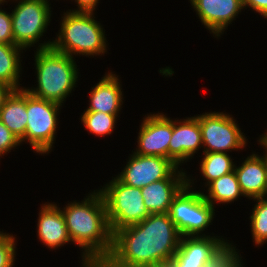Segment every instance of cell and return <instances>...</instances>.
Here are the masks:
<instances>
[{"mask_svg":"<svg viewBox=\"0 0 267 267\" xmlns=\"http://www.w3.org/2000/svg\"><path fill=\"white\" fill-rule=\"evenodd\" d=\"M61 211L71 242L84 250L82 261L107 259L113 247V233L102 194L94 190L81 203H68Z\"/></svg>","mask_w":267,"mask_h":267,"instance_id":"2","label":"cell"},{"mask_svg":"<svg viewBox=\"0 0 267 267\" xmlns=\"http://www.w3.org/2000/svg\"><path fill=\"white\" fill-rule=\"evenodd\" d=\"M14 89L9 85L0 82V109L3 106L6 98L11 94Z\"/></svg>","mask_w":267,"mask_h":267,"instance_id":"32","label":"cell"},{"mask_svg":"<svg viewBox=\"0 0 267 267\" xmlns=\"http://www.w3.org/2000/svg\"><path fill=\"white\" fill-rule=\"evenodd\" d=\"M39 44L35 53L38 86L25 90L35 97L62 105L76 87L78 78L76 62L71 56L55 51L51 41Z\"/></svg>","mask_w":267,"mask_h":267,"instance_id":"3","label":"cell"},{"mask_svg":"<svg viewBox=\"0 0 267 267\" xmlns=\"http://www.w3.org/2000/svg\"><path fill=\"white\" fill-rule=\"evenodd\" d=\"M138 135V155L168 158V147L173 133V120L163 113H154L143 118Z\"/></svg>","mask_w":267,"mask_h":267,"instance_id":"11","label":"cell"},{"mask_svg":"<svg viewBox=\"0 0 267 267\" xmlns=\"http://www.w3.org/2000/svg\"><path fill=\"white\" fill-rule=\"evenodd\" d=\"M255 204L250 216L251 232L256 245L267 241V200L265 198L253 199Z\"/></svg>","mask_w":267,"mask_h":267,"instance_id":"24","label":"cell"},{"mask_svg":"<svg viewBox=\"0 0 267 267\" xmlns=\"http://www.w3.org/2000/svg\"><path fill=\"white\" fill-rule=\"evenodd\" d=\"M203 147L202 133L198 119L190 117L183 121H173V133L168 147V159L178 167L189 160Z\"/></svg>","mask_w":267,"mask_h":267,"instance_id":"13","label":"cell"},{"mask_svg":"<svg viewBox=\"0 0 267 267\" xmlns=\"http://www.w3.org/2000/svg\"><path fill=\"white\" fill-rule=\"evenodd\" d=\"M185 171L178 168L166 179L141 188L144 204L150 214L168 213L174 197L187 184Z\"/></svg>","mask_w":267,"mask_h":267,"instance_id":"14","label":"cell"},{"mask_svg":"<svg viewBox=\"0 0 267 267\" xmlns=\"http://www.w3.org/2000/svg\"><path fill=\"white\" fill-rule=\"evenodd\" d=\"M6 233H3L0 231V239L5 235Z\"/></svg>","mask_w":267,"mask_h":267,"instance_id":"35","label":"cell"},{"mask_svg":"<svg viewBox=\"0 0 267 267\" xmlns=\"http://www.w3.org/2000/svg\"><path fill=\"white\" fill-rule=\"evenodd\" d=\"M264 156L252 154L234 172L240 189L249 199L264 198L267 191V152Z\"/></svg>","mask_w":267,"mask_h":267,"instance_id":"15","label":"cell"},{"mask_svg":"<svg viewBox=\"0 0 267 267\" xmlns=\"http://www.w3.org/2000/svg\"><path fill=\"white\" fill-rule=\"evenodd\" d=\"M13 235L5 234L0 239V267H13L16 255V246Z\"/></svg>","mask_w":267,"mask_h":267,"instance_id":"26","label":"cell"},{"mask_svg":"<svg viewBox=\"0 0 267 267\" xmlns=\"http://www.w3.org/2000/svg\"><path fill=\"white\" fill-rule=\"evenodd\" d=\"M130 157L122 172L116 177L124 184L136 188L166 179L180 168L171 159L160 156L138 155L133 152Z\"/></svg>","mask_w":267,"mask_h":267,"instance_id":"10","label":"cell"},{"mask_svg":"<svg viewBox=\"0 0 267 267\" xmlns=\"http://www.w3.org/2000/svg\"><path fill=\"white\" fill-rule=\"evenodd\" d=\"M27 91L13 90L0 109V121L20 140L25 141L27 126Z\"/></svg>","mask_w":267,"mask_h":267,"instance_id":"19","label":"cell"},{"mask_svg":"<svg viewBox=\"0 0 267 267\" xmlns=\"http://www.w3.org/2000/svg\"><path fill=\"white\" fill-rule=\"evenodd\" d=\"M202 133L203 152H223L246 147V138L235 119L223 112L203 113L195 116Z\"/></svg>","mask_w":267,"mask_h":267,"instance_id":"9","label":"cell"},{"mask_svg":"<svg viewBox=\"0 0 267 267\" xmlns=\"http://www.w3.org/2000/svg\"><path fill=\"white\" fill-rule=\"evenodd\" d=\"M159 267H177L173 261L164 262Z\"/></svg>","mask_w":267,"mask_h":267,"instance_id":"34","label":"cell"},{"mask_svg":"<svg viewBox=\"0 0 267 267\" xmlns=\"http://www.w3.org/2000/svg\"><path fill=\"white\" fill-rule=\"evenodd\" d=\"M191 181L187 179V184L174 197L168 214L182 237L208 236L201 232L212 223L215 209L202 192L191 190Z\"/></svg>","mask_w":267,"mask_h":267,"instance_id":"6","label":"cell"},{"mask_svg":"<svg viewBox=\"0 0 267 267\" xmlns=\"http://www.w3.org/2000/svg\"><path fill=\"white\" fill-rule=\"evenodd\" d=\"M118 76L108 72L103 78L92 87L90 91V104L86 111L104 112L106 114H118L122 103L123 95Z\"/></svg>","mask_w":267,"mask_h":267,"instance_id":"18","label":"cell"},{"mask_svg":"<svg viewBox=\"0 0 267 267\" xmlns=\"http://www.w3.org/2000/svg\"><path fill=\"white\" fill-rule=\"evenodd\" d=\"M82 267H114L107 259L85 260Z\"/></svg>","mask_w":267,"mask_h":267,"instance_id":"31","label":"cell"},{"mask_svg":"<svg viewBox=\"0 0 267 267\" xmlns=\"http://www.w3.org/2000/svg\"><path fill=\"white\" fill-rule=\"evenodd\" d=\"M190 3L202 24L217 38L244 9L242 0H190Z\"/></svg>","mask_w":267,"mask_h":267,"instance_id":"12","label":"cell"},{"mask_svg":"<svg viewBox=\"0 0 267 267\" xmlns=\"http://www.w3.org/2000/svg\"><path fill=\"white\" fill-rule=\"evenodd\" d=\"M243 7H250L262 17L267 18V0H242Z\"/></svg>","mask_w":267,"mask_h":267,"instance_id":"29","label":"cell"},{"mask_svg":"<svg viewBox=\"0 0 267 267\" xmlns=\"http://www.w3.org/2000/svg\"><path fill=\"white\" fill-rule=\"evenodd\" d=\"M235 248L226 240L205 262L203 267H243L242 257L239 256Z\"/></svg>","mask_w":267,"mask_h":267,"instance_id":"25","label":"cell"},{"mask_svg":"<svg viewBox=\"0 0 267 267\" xmlns=\"http://www.w3.org/2000/svg\"><path fill=\"white\" fill-rule=\"evenodd\" d=\"M224 242L223 238L210 235L181 237L179 248L172 261L177 267H203Z\"/></svg>","mask_w":267,"mask_h":267,"instance_id":"16","label":"cell"},{"mask_svg":"<svg viewBox=\"0 0 267 267\" xmlns=\"http://www.w3.org/2000/svg\"><path fill=\"white\" fill-rule=\"evenodd\" d=\"M3 2H7V1H6V0H0V5H1Z\"/></svg>","mask_w":267,"mask_h":267,"instance_id":"36","label":"cell"},{"mask_svg":"<svg viewBox=\"0 0 267 267\" xmlns=\"http://www.w3.org/2000/svg\"><path fill=\"white\" fill-rule=\"evenodd\" d=\"M99 0H75V2L78 4V9L69 10L72 12H93L97 7V3Z\"/></svg>","mask_w":267,"mask_h":267,"instance_id":"30","label":"cell"},{"mask_svg":"<svg viewBox=\"0 0 267 267\" xmlns=\"http://www.w3.org/2000/svg\"><path fill=\"white\" fill-rule=\"evenodd\" d=\"M200 171L207 180L206 187L219 177L233 172L235 164L227 153L223 152H203Z\"/></svg>","mask_w":267,"mask_h":267,"instance_id":"22","label":"cell"},{"mask_svg":"<svg viewBox=\"0 0 267 267\" xmlns=\"http://www.w3.org/2000/svg\"><path fill=\"white\" fill-rule=\"evenodd\" d=\"M49 6L48 0H19L11 13L14 45L25 50L44 36L51 21Z\"/></svg>","mask_w":267,"mask_h":267,"instance_id":"8","label":"cell"},{"mask_svg":"<svg viewBox=\"0 0 267 267\" xmlns=\"http://www.w3.org/2000/svg\"><path fill=\"white\" fill-rule=\"evenodd\" d=\"M98 191L102 194L113 234L121 228L140 223L150 215L141 188L124 184L114 177Z\"/></svg>","mask_w":267,"mask_h":267,"instance_id":"5","label":"cell"},{"mask_svg":"<svg viewBox=\"0 0 267 267\" xmlns=\"http://www.w3.org/2000/svg\"><path fill=\"white\" fill-rule=\"evenodd\" d=\"M59 103L40 99L27 91V126L25 140L33 151L46 154L52 150L58 123Z\"/></svg>","mask_w":267,"mask_h":267,"instance_id":"7","label":"cell"},{"mask_svg":"<svg viewBox=\"0 0 267 267\" xmlns=\"http://www.w3.org/2000/svg\"><path fill=\"white\" fill-rule=\"evenodd\" d=\"M20 143V140L0 121V157Z\"/></svg>","mask_w":267,"mask_h":267,"instance_id":"27","label":"cell"},{"mask_svg":"<svg viewBox=\"0 0 267 267\" xmlns=\"http://www.w3.org/2000/svg\"><path fill=\"white\" fill-rule=\"evenodd\" d=\"M0 9V43L14 44L11 13Z\"/></svg>","mask_w":267,"mask_h":267,"instance_id":"28","label":"cell"},{"mask_svg":"<svg viewBox=\"0 0 267 267\" xmlns=\"http://www.w3.org/2000/svg\"><path fill=\"white\" fill-rule=\"evenodd\" d=\"M208 193H203V196L213 207L216 202L228 204L239 196H244L234 171L212 181L208 185Z\"/></svg>","mask_w":267,"mask_h":267,"instance_id":"21","label":"cell"},{"mask_svg":"<svg viewBox=\"0 0 267 267\" xmlns=\"http://www.w3.org/2000/svg\"><path fill=\"white\" fill-rule=\"evenodd\" d=\"M118 114H106L104 112L84 111L81 122L89 133L98 136L110 135L116 125Z\"/></svg>","mask_w":267,"mask_h":267,"instance_id":"23","label":"cell"},{"mask_svg":"<svg viewBox=\"0 0 267 267\" xmlns=\"http://www.w3.org/2000/svg\"><path fill=\"white\" fill-rule=\"evenodd\" d=\"M21 50L24 49L18 45L0 43V82L14 90L22 89L19 86L20 70H22L19 57Z\"/></svg>","mask_w":267,"mask_h":267,"instance_id":"20","label":"cell"},{"mask_svg":"<svg viewBox=\"0 0 267 267\" xmlns=\"http://www.w3.org/2000/svg\"><path fill=\"white\" fill-rule=\"evenodd\" d=\"M37 234L43 245L50 249H56L71 242L65 218L56 204H44L39 212Z\"/></svg>","mask_w":267,"mask_h":267,"instance_id":"17","label":"cell"},{"mask_svg":"<svg viewBox=\"0 0 267 267\" xmlns=\"http://www.w3.org/2000/svg\"><path fill=\"white\" fill-rule=\"evenodd\" d=\"M93 12L66 11L61 20L58 37L53 40L52 48L63 54L103 55L106 52V38L102 26Z\"/></svg>","mask_w":267,"mask_h":267,"instance_id":"4","label":"cell"},{"mask_svg":"<svg viewBox=\"0 0 267 267\" xmlns=\"http://www.w3.org/2000/svg\"><path fill=\"white\" fill-rule=\"evenodd\" d=\"M263 147H265V151L267 152V132L262 134L259 141H258Z\"/></svg>","mask_w":267,"mask_h":267,"instance_id":"33","label":"cell"},{"mask_svg":"<svg viewBox=\"0 0 267 267\" xmlns=\"http://www.w3.org/2000/svg\"><path fill=\"white\" fill-rule=\"evenodd\" d=\"M181 234L168 213L150 214L140 223L117 230L107 260L114 267H159L172 261Z\"/></svg>","mask_w":267,"mask_h":267,"instance_id":"1","label":"cell"}]
</instances>
